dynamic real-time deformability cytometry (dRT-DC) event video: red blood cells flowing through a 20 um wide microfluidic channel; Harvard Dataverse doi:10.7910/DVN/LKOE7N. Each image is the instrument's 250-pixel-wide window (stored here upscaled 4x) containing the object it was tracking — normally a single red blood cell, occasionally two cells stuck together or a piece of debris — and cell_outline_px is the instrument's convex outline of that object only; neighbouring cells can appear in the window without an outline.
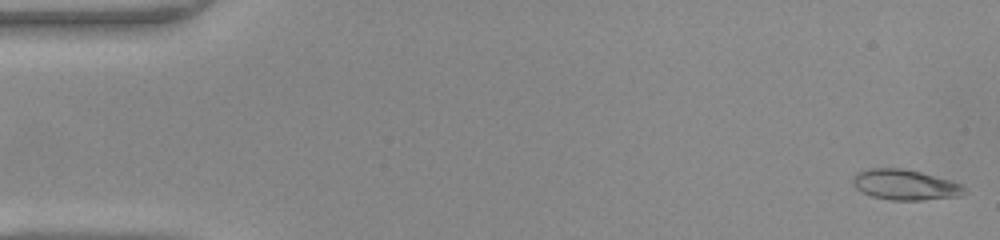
{"species": "common noctule bat (a hibernating species)", "species_latin": "Nyctalus noctula", "temperature_condition": "warm", "stored_images_in_passage": 40, "camera_frame_rate_fps": 3000, "um_per_image_px": 0.085, "animal": {"sex": "female", "body_mass_g": 22.0, "forearm_length_mm": 56.7}, "frame": {"image": 1, "passage_image": 1, "time_ms": 0.0, "image_size_px": [1000, 240], "cell_outline_px": [[968, 192], [960, 196], [924, 200], [888, 200], [872, 196], [860, 192], [852, 184], [852, 176], [856, 172], [868, 168], [904, 168], [920, 172], [948, 180], [960, 184], [968, 188]], "centroid_in_image_um": [76.9, 15.71], "position_along_channel_um": 8.1, "area_um2": 20.06}}
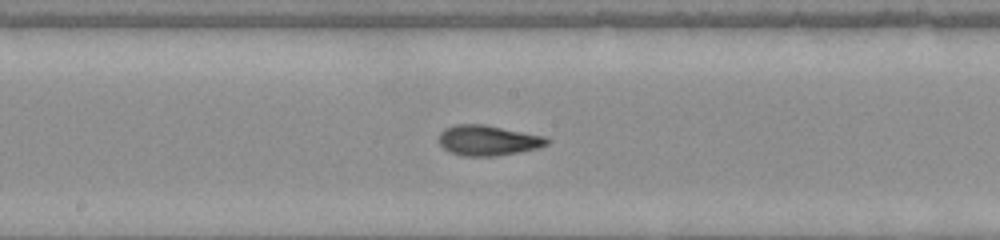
{"frame": {"image": 2, "passage_image": 25, "time_ms": 8.0, "image_size_px": [1000, 240], "cell_outline_px": [[552, 140], [548, 144], [540, 148], [520, 152], [496, 156], [464, 156], [448, 152], [440, 144], [440, 132], [444, 128], [456, 124], [484, 124], [544, 136]], "centroid_in_image_um": [41.5, 11.94], "position_along_channel_um": 206.7, "area_um2": 19.25}}
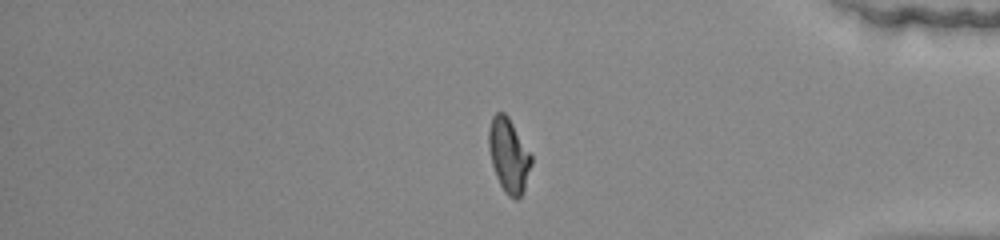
{"frame": {"image": 3, "passage_image": 40, "time_ms": 13.0, "image_size_px": [1000, 240], "cell_outline_px": [[532, 164], [524, 192], [516, 200], [508, 196], [504, 192], [496, 176], [492, 164], [488, 148], [488, 128], [492, 116], [496, 112], [504, 112], [508, 116], [532, 156]], "centroid_in_image_um": [43.24, 13.22], "position_along_channel_um": 392.0, "area_um2": 18.55}, "authors_computed_cell_mechanics": {"area_um2": 18.8717, "velocity_mm_per_s": 4.233, "shape_relaxation_time_tau1_ms": 6.0871, "shape_relaxation_time_tau2_ms": 1.6113, "deformation_change_tau1": 0.2512, "deformation_change_tau2": 0.0817}}